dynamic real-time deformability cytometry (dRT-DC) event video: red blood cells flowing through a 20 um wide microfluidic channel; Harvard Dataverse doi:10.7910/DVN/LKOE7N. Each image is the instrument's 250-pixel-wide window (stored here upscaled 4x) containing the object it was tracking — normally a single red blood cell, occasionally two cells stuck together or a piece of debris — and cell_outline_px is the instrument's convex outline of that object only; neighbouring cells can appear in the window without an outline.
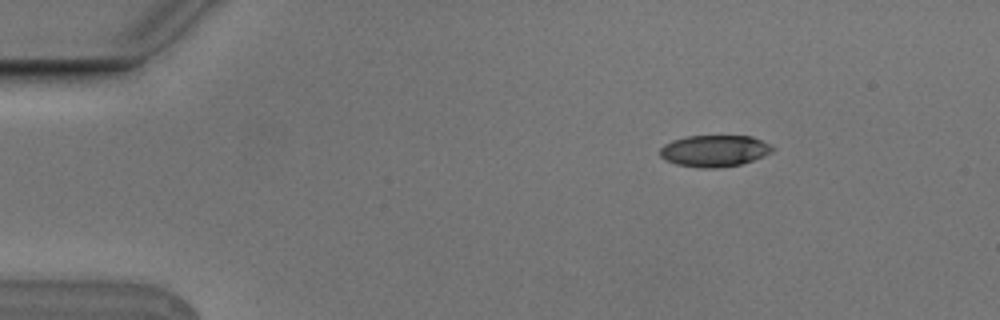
{"species": "Egyptian fruit bat (a non-hibernating species)", "species_latin": "Rousettus aegyptiacus", "temperature_condition": "cold", "stored_images_in_passage": 4, "camera_frame_rate_fps": 3000, "um_per_image_px": 0.085, "animal": {"sex": "male"}, "frame": {"image": 1, "passage_image": 2, "time_ms": 0.333, "image_size_px": [1000, 320], "cell_outline_px": [[776, 148], [772, 152], [764, 156], [740, 164], [716, 168], [700, 168], [676, 164], [664, 160], [660, 156], [660, 148], [664, 144], [672, 140], [688, 136], [752, 136], [772, 144]], "centroid_in_image_um": [60.74, 12.82], "position_along_channel_um": 24.3, "area_um2": 20.87}}